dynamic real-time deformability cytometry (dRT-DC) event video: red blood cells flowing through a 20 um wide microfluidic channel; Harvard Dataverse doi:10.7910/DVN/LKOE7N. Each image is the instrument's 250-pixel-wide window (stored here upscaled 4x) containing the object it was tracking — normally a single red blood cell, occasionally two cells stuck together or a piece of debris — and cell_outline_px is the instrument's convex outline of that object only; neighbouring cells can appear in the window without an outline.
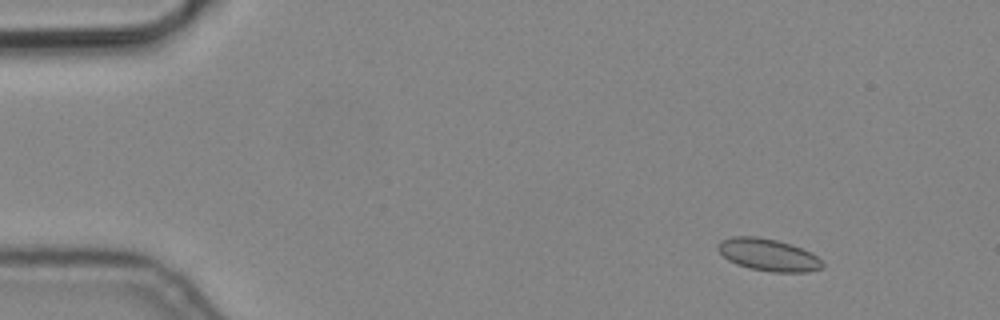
{"species": "common noctule bat (a hibernating species)", "species_latin": "Nyctalus noctula", "temperature_condition": "cold", "stored_images_in_passage": 6, "camera_frame_rate_fps": 3000, "um_per_image_px": 0.085, "animal": {"sex": "male", "body_mass_g": 19.2, "forearm_length_mm": 51.8}, "frame": {"image": 1, "passage_image": 2, "time_ms": 0.333, "image_size_px": [1000, 320], "cell_outline_px": [[824, 268], [808, 272], [772, 272], [748, 268], [736, 264], [728, 260], [716, 248], [716, 244], [720, 240], [732, 236], [756, 236], [776, 240], [792, 244], [816, 256], [824, 264]], "centroid_in_image_um": [65.27, 21.66], "position_along_channel_um": 19.7, "area_um2": 19.71}}
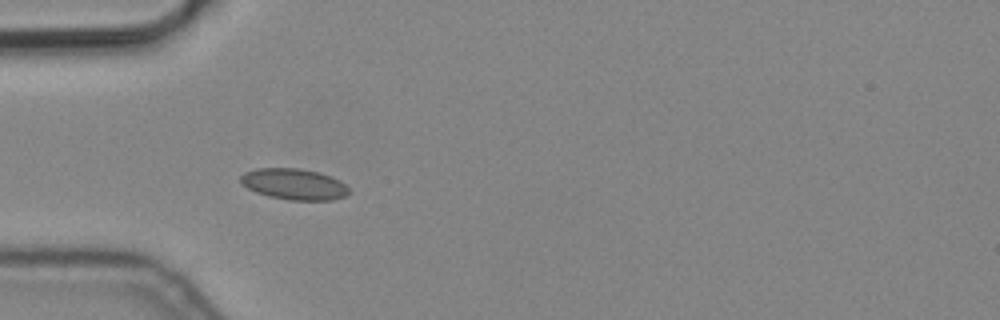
{"frame": {"image": 2, "passage_image": 5, "time_ms": 1.333, "image_size_px": [1000, 320], "cell_outline_px": [[348, 192], [344, 196], [332, 200], [288, 200], [268, 196], [256, 192], [248, 188], [240, 180], [240, 176], [244, 172], [256, 168], [300, 168], [332, 176], [340, 180], [348, 188]], "centroid_in_image_um": [24.98, 15.65], "position_along_channel_um": 60.0, "area_um2": 19.54}}
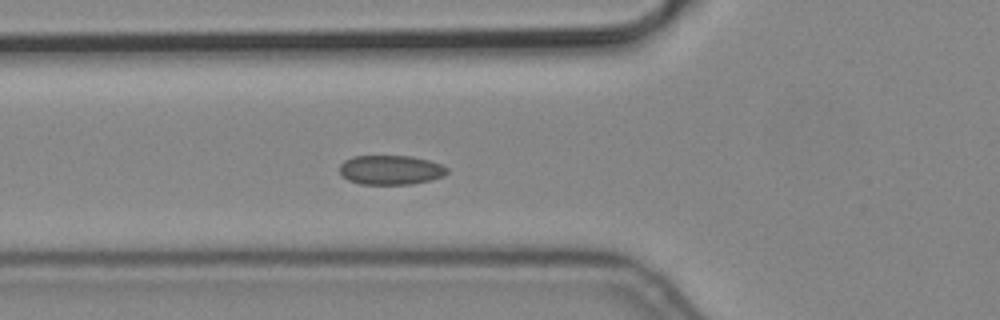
{"frame": {"image": 3, "passage_image": 6, "time_ms": 1.667, "image_size_px": [1000, 320], "cell_outline_px": [[448, 172], [440, 176], [428, 180], [412, 184], [360, 184], [348, 180], [340, 172], [340, 164], [344, 160], [352, 156], [412, 156], [428, 160], [440, 164], [448, 168]], "centroid_in_image_um": [33.17, 14.43], "position_along_channel_um": 92.6, "area_um2": 18.26}}